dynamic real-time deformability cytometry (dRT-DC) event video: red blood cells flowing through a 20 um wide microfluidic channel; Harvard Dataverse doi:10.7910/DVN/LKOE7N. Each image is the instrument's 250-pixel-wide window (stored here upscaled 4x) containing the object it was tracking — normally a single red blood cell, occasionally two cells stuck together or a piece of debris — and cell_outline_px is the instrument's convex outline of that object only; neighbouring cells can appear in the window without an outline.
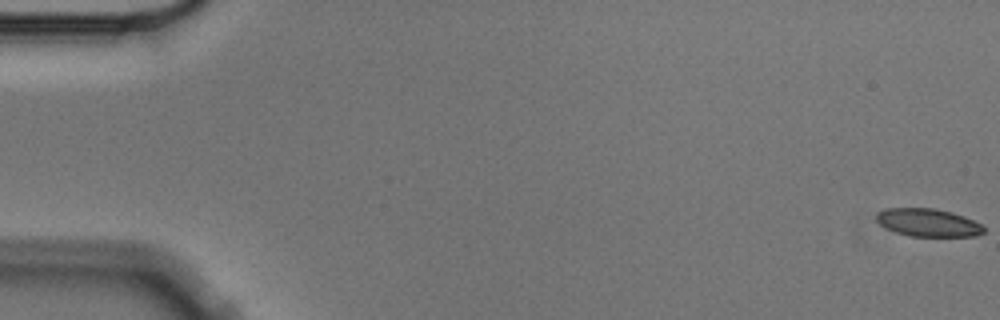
{"species": "Egyptian fruit bat (a non-hibernating species)", "species_latin": "Rousettus aegyptiacus", "temperature_condition": "cold", "stored_images_in_passage": 6, "camera_frame_rate_fps": 3000, "um_per_image_px": 0.085, "animal": {"sex": "male"}, "frame": {"image": 1, "passage_image": 1, "time_ms": 0.0, "image_size_px": [1000, 320], "cell_outline_px": [[984, 232], [976, 236], [908, 236], [896, 232], [880, 224], [876, 220], [876, 212], [884, 208], [932, 208], [952, 212], [964, 216], [980, 224], [984, 228]], "centroid_in_image_um": [78.86, 18.91], "position_along_channel_um": 6.1, "area_um2": 17.4}}
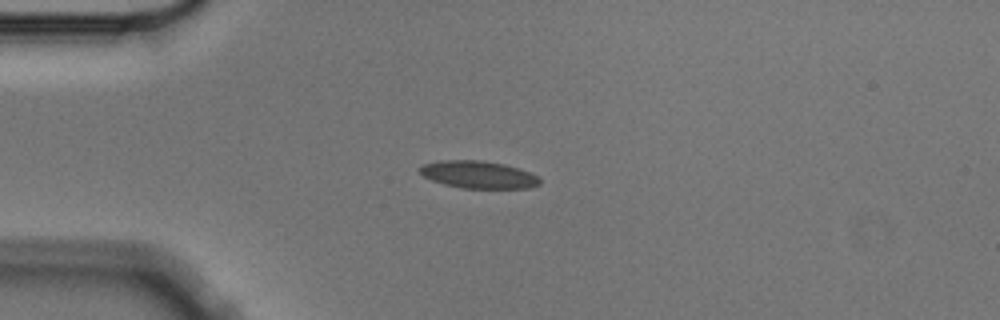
{"frame": {"image": 2, "passage_image": 5, "time_ms": 1.333, "image_size_px": [1000, 320], "cell_outline_px": [[540, 184], [528, 188], [460, 188], [444, 184], [432, 180], [424, 176], [420, 172], [420, 168], [424, 164], [440, 160], [480, 160], [504, 164], [528, 172], [536, 176], [540, 180]], "centroid_in_image_um": [40.64, 14.84], "position_along_channel_um": 44.4, "area_um2": 18.9}}